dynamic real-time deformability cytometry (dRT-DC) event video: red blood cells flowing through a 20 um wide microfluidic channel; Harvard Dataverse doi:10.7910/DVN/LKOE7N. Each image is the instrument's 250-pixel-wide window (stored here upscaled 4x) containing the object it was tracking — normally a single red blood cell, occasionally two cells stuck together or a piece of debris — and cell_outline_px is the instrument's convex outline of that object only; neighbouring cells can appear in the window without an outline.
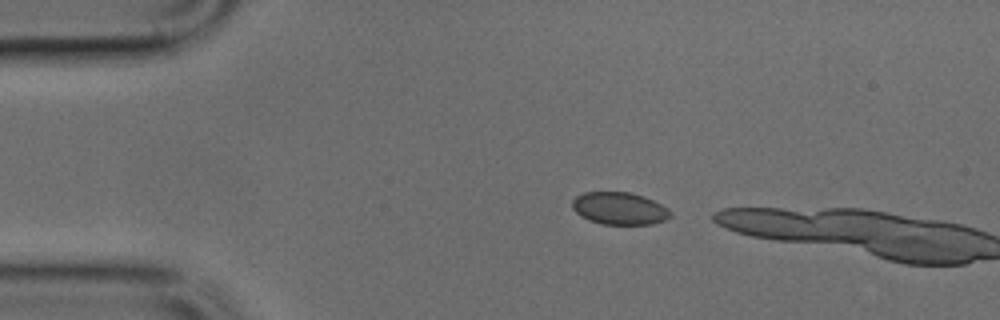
{"species": "common noctule bat (a hibernating species)", "species_latin": "Nyctalus noctula", "temperature_condition": "cold", "stored_images_in_passage": 2, "camera_frame_rate_fps": 3000, "um_per_image_px": 0.085, "animal": {"sex": "male", "body_mass_g": 17.9, "forearm_length_mm": 54.2}, "frame": {"image": 1, "passage_image": 1, "time_ms": 0.0, "image_size_px": [1000, 320], "cell_outline_px": [[672, 216], [668, 220], [652, 224], [600, 224], [588, 220], [580, 216], [572, 208], [572, 200], [576, 196], [584, 192], [628, 192], [644, 196], [668, 208], [672, 212]], "centroid_in_image_um": [52.66, 17.72], "position_along_channel_um": 32.3, "area_um2": 18.73}}